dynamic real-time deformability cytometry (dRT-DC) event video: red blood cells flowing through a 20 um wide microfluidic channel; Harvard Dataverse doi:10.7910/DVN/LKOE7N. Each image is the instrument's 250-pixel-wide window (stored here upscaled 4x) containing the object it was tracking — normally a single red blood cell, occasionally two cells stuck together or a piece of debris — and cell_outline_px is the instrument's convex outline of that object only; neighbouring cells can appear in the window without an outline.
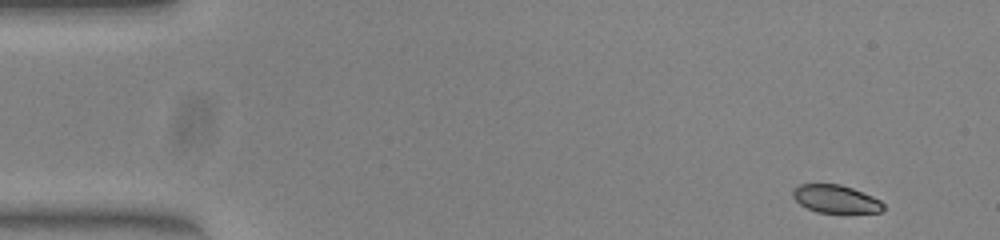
{"species": "common noctule bat (a hibernating species)", "species_latin": "Nyctalus noctula", "temperature_condition": "warm", "stored_images_in_passage": 49, "camera_frame_rate_fps": 3000, "um_per_image_px": 0.085, "animal": {"sex": "female", "body_mass_g": 23.0, "forearm_length_mm": 53.4}, "frame": {"image": 1, "passage_image": 1, "time_ms": 0.0, "image_size_px": [1000, 240], "cell_outline_px": [[884, 208], [880, 212], [816, 212], [800, 204], [792, 196], [792, 192], [800, 184], [840, 184], [852, 188], [872, 196], [880, 200], [884, 204]], "centroid_in_image_um": [71.04, 16.91], "position_along_channel_um": 14.0, "area_um2": 14.51}}
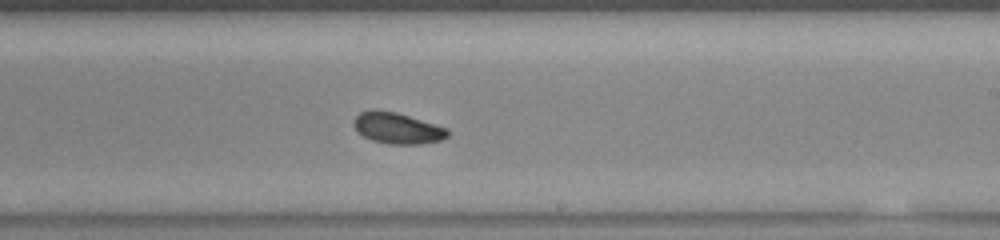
{"frame": {"image": 2, "passage_image": 28, "time_ms": 9.0, "image_size_px": [1000, 240], "cell_outline_px": [[448, 136], [440, 140], [420, 144], [388, 144], [372, 140], [364, 136], [352, 124], [356, 116], [360, 112], [376, 108], [396, 112], [448, 128]], "centroid_in_image_um": [33.76, 10.88], "position_along_channel_um": 255.2, "area_um2": 16.99}}
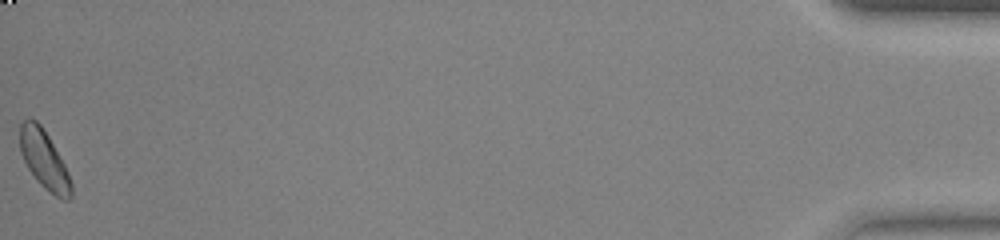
{"frame": {"image": 3, "passage_image": 49, "time_ms": 16.0, "image_size_px": [1000, 240], "cell_outline_px": [[72, 196], [68, 200], [64, 200], [56, 196], [44, 188], [36, 180], [28, 168], [20, 152], [20, 124], [24, 120], [36, 120], [40, 124], [48, 136], [64, 164], [68, 172], [72, 184]], "centroid_in_image_um": [3.76, 13.6], "position_along_channel_um": 431.4, "area_um2": 17.22}}